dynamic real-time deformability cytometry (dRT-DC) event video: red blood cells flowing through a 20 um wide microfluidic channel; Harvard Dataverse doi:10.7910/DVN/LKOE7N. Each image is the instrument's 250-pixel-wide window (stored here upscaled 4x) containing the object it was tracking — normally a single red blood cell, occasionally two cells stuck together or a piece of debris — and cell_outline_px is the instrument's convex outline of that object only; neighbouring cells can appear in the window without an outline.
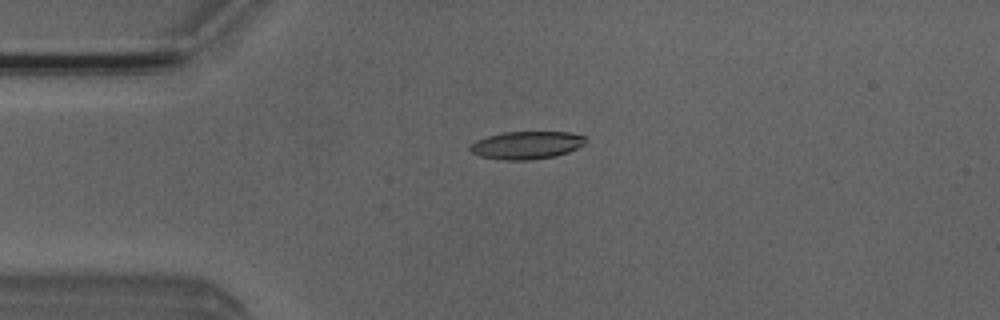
{"species": "Egyptian fruit bat (a non-hibernating species)", "species_latin": "Rousettus aegyptiacus", "temperature_condition": "room temperature", "stored_images_in_passage": 44, "camera_frame_rate_fps": 3000, "um_per_image_px": 0.085, "animal": {"sex": "male"}, "frame": {"image": 1, "passage_image": 5, "time_ms": 1.333, "image_size_px": [1000, 320], "cell_outline_px": [[588, 140], [584, 144], [568, 152], [556, 156], [528, 160], [504, 160], [480, 156], [472, 152], [468, 148], [468, 144], [476, 140], [488, 136], [504, 132], [568, 132], [584, 136]], "centroid_in_image_um": [44.74, 12.34], "position_along_channel_um": 40.3, "area_um2": 18.73}}
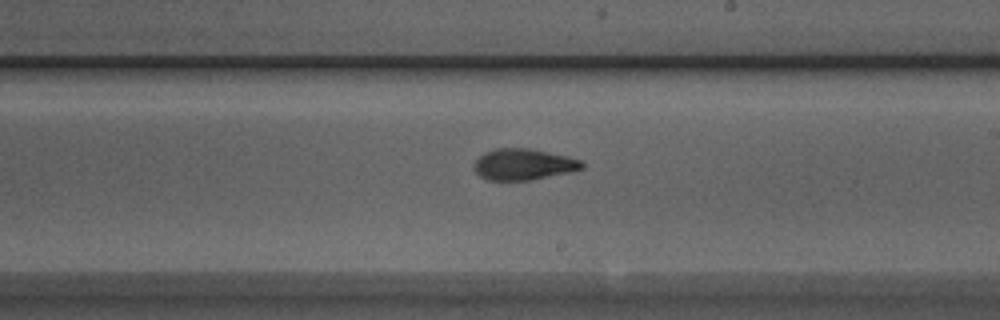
{"frame": {"image": 2, "passage_image": 22, "time_ms": 7.0, "image_size_px": [1000, 320], "cell_outline_px": [[584, 168], [568, 172], [532, 180], [488, 180], [480, 176], [476, 172], [476, 160], [484, 152], [496, 148], [528, 148], [568, 156], [580, 160], [584, 164]], "centroid_in_image_um": [44.51, 13.97], "position_along_channel_um": 244.5, "area_um2": 19.42}}
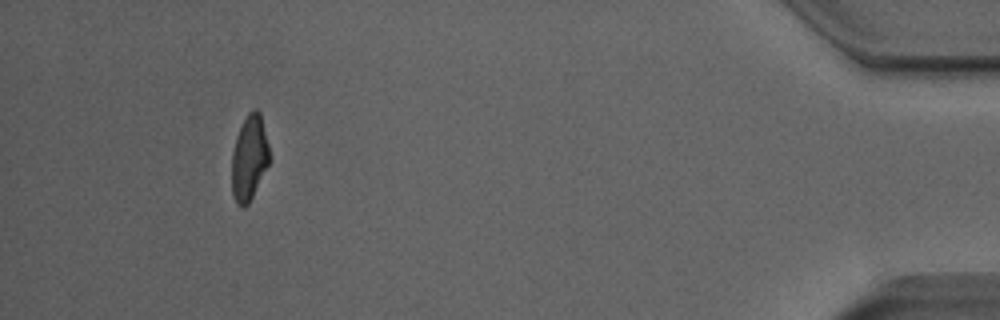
{"frame": {"image": 3, "passage_image": 40, "time_ms": 13.0, "image_size_px": [1000, 320], "cell_outline_px": [[272, 160], [248, 204], [244, 208], [236, 204], [232, 192], [232, 152], [236, 136], [248, 112], [252, 108], [256, 108], [260, 112]], "centroid_in_image_um": [21.21, 13.43], "position_along_channel_um": 414.0, "area_um2": 18.96}, "authors_computed_cell_mechanics": {"area_um2": 19.5364, "velocity_mm_per_s": 4.0227, "shape_relaxation_time_tau1_ms": 5.584, "shape_relaxation_time_tau2_ms": 1.9803, "deformation_change_tau1": 0.1903, "deformation_change_tau2": 0.093}}